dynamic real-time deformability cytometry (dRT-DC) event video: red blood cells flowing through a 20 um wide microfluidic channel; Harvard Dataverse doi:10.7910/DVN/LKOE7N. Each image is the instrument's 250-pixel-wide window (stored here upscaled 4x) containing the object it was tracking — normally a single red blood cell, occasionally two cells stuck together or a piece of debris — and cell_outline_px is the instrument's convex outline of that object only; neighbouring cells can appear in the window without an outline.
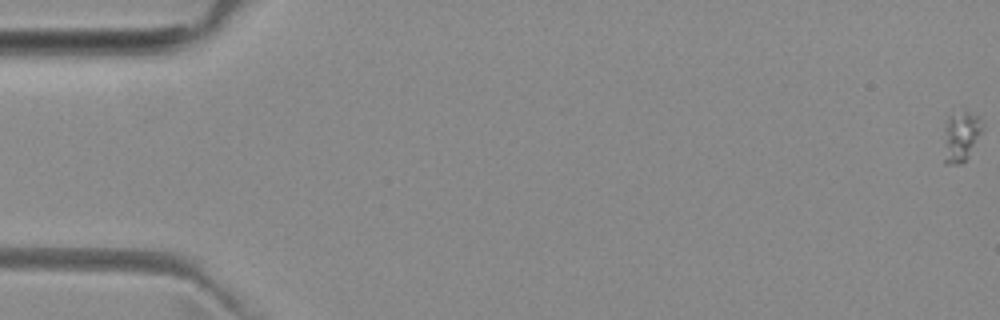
{"species": "common noctule bat (a hibernating species)", "species_latin": "Nyctalus noctula", "temperature_condition": "room temperature", "stored_images_in_passage": 4, "camera_frame_rate_fps": 3000, "um_per_image_px": 0.085, "animal": {"sex": "female", "body_mass_g": 29.2, "forearm_length_mm": 56.3}, "frame": {"image": 1, "passage_image": 1, "time_ms": 0.0, "image_size_px": [1000, 320], "cell_outline_px": [[984, 128], [968, 156], [960, 164], [944, 164], [944, 160], [948, 116], [964, 112], [968, 112], [976, 116], [984, 124]], "centroid_in_image_um": [81.72, 11.62], "position_along_channel_um": 3.3, "area_um2": 10.69}}